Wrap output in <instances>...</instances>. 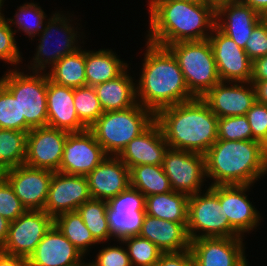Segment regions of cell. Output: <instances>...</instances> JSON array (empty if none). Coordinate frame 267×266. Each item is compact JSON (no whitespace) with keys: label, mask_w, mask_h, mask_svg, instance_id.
Listing matches in <instances>:
<instances>
[{"label":"cell","mask_w":267,"mask_h":266,"mask_svg":"<svg viewBox=\"0 0 267 266\" xmlns=\"http://www.w3.org/2000/svg\"><path fill=\"white\" fill-rule=\"evenodd\" d=\"M147 42L166 47L182 41L209 38L216 23V10L185 0H148Z\"/></svg>","instance_id":"cell-1"},{"label":"cell","mask_w":267,"mask_h":266,"mask_svg":"<svg viewBox=\"0 0 267 266\" xmlns=\"http://www.w3.org/2000/svg\"><path fill=\"white\" fill-rule=\"evenodd\" d=\"M145 42L142 68L136 80L137 102L156 114L162 108L196 98L188 90L173 54L166 47Z\"/></svg>","instance_id":"cell-2"},{"label":"cell","mask_w":267,"mask_h":266,"mask_svg":"<svg viewBox=\"0 0 267 266\" xmlns=\"http://www.w3.org/2000/svg\"><path fill=\"white\" fill-rule=\"evenodd\" d=\"M155 121L172 149L204 155L218 140V117L202 98L162 108Z\"/></svg>","instance_id":"cell-3"},{"label":"cell","mask_w":267,"mask_h":266,"mask_svg":"<svg viewBox=\"0 0 267 266\" xmlns=\"http://www.w3.org/2000/svg\"><path fill=\"white\" fill-rule=\"evenodd\" d=\"M204 156L210 186L254 185L267 176L266 147L256 140L218 139Z\"/></svg>","instance_id":"cell-4"},{"label":"cell","mask_w":267,"mask_h":266,"mask_svg":"<svg viewBox=\"0 0 267 266\" xmlns=\"http://www.w3.org/2000/svg\"><path fill=\"white\" fill-rule=\"evenodd\" d=\"M62 12L56 10L46 20L43 30L37 35L39 39L36 40L39 42L38 46L36 45L34 56L24 69L28 68V71L31 72H46L64 56L84 47L82 45H84L85 33L79 31L81 30L78 27L79 23L76 22V27L75 22L72 23L74 15H71L69 11L67 14Z\"/></svg>","instance_id":"cell-5"},{"label":"cell","mask_w":267,"mask_h":266,"mask_svg":"<svg viewBox=\"0 0 267 266\" xmlns=\"http://www.w3.org/2000/svg\"><path fill=\"white\" fill-rule=\"evenodd\" d=\"M154 122L155 113L137 102L127 109L104 112L88 129L107 155L118 156Z\"/></svg>","instance_id":"cell-6"},{"label":"cell","mask_w":267,"mask_h":266,"mask_svg":"<svg viewBox=\"0 0 267 266\" xmlns=\"http://www.w3.org/2000/svg\"><path fill=\"white\" fill-rule=\"evenodd\" d=\"M8 68L0 77V83L18 100L25 132L47 126V73Z\"/></svg>","instance_id":"cell-7"},{"label":"cell","mask_w":267,"mask_h":266,"mask_svg":"<svg viewBox=\"0 0 267 266\" xmlns=\"http://www.w3.org/2000/svg\"><path fill=\"white\" fill-rule=\"evenodd\" d=\"M166 48L175 57L188 90L195 97L202 98L221 81L208 39L177 42L166 46Z\"/></svg>","instance_id":"cell-8"},{"label":"cell","mask_w":267,"mask_h":266,"mask_svg":"<svg viewBox=\"0 0 267 266\" xmlns=\"http://www.w3.org/2000/svg\"><path fill=\"white\" fill-rule=\"evenodd\" d=\"M187 232L190 240L240 237L231 228L220 204L219 185L208 187L205 185V191L189 196Z\"/></svg>","instance_id":"cell-9"},{"label":"cell","mask_w":267,"mask_h":266,"mask_svg":"<svg viewBox=\"0 0 267 266\" xmlns=\"http://www.w3.org/2000/svg\"><path fill=\"white\" fill-rule=\"evenodd\" d=\"M162 168L175 192L188 196L205 191V156L200 153L168 148Z\"/></svg>","instance_id":"cell-10"},{"label":"cell","mask_w":267,"mask_h":266,"mask_svg":"<svg viewBox=\"0 0 267 266\" xmlns=\"http://www.w3.org/2000/svg\"><path fill=\"white\" fill-rule=\"evenodd\" d=\"M145 202L146 197L132 186L107 201L109 230L114 242L140 234L146 215Z\"/></svg>","instance_id":"cell-11"},{"label":"cell","mask_w":267,"mask_h":266,"mask_svg":"<svg viewBox=\"0 0 267 266\" xmlns=\"http://www.w3.org/2000/svg\"><path fill=\"white\" fill-rule=\"evenodd\" d=\"M53 225L54 218L44 210H27L10 222L6 242L0 251L28 259Z\"/></svg>","instance_id":"cell-12"},{"label":"cell","mask_w":267,"mask_h":266,"mask_svg":"<svg viewBox=\"0 0 267 266\" xmlns=\"http://www.w3.org/2000/svg\"><path fill=\"white\" fill-rule=\"evenodd\" d=\"M243 237H212L191 240L193 266H249Z\"/></svg>","instance_id":"cell-13"},{"label":"cell","mask_w":267,"mask_h":266,"mask_svg":"<svg viewBox=\"0 0 267 266\" xmlns=\"http://www.w3.org/2000/svg\"><path fill=\"white\" fill-rule=\"evenodd\" d=\"M107 156L89 129L68 133L58 172L87 176Z\"/></svg>","instance_id":"cell-14"},{"label":"cell","mask_w":267,"mask_h":266,"mask_svg":"<svg viewBox=\"0 0 267 266\" xmlns=\"http://www.w3.org/2000/svg\"><path fill=\"white\" fill-rule=\"evenodd\" d=\"M221 81L250 82L253 61L229 36L216 26L208 38Z\"/></svg>","instance_id":"cell-15"},{"label":"cell","mask_w":267,"mask_h":266,"mask_svg":"<svg viewBox=\"0 0 267 266\" xmlns=\"http://www.w3.org/2000/svg\"><path fill=\"white\" fill-rule=\"evenodd\" d=\"M68 133L49 126L32 128L27 134L24 164L58 172Z\"/></svg>","instance_id":"cell-16"},{"label":"cell","mask_w":267,"mask_h":266,"mask_svg":"<svg viewBox=\"0 0 267 266\" xmlns=\"http://www.w3.org/2000/svg\"><path fill=\"white\" fill-rule=\"evenodd\" d=\"M53 173L22 164L10 168L3 177L26 210H44Z\"/></svg>","instance_id":"cell-17"},{"label":"cell","mask_w":267,"mask_h":266,"mask_svg":"<svg viewBox=\"0 0 267 266\" xmlns=\"http://www.w3.org/2000/svg\"><path fill=\"white\" fill-rule=\"evenodd\" d=\"M253 185H219L220 204L228 218L231 228L240 236L259 227L261 214L249 200L247 192Z\"/></svg>","instance_id":"cell-18"},{"label":"cell","mask_w":267,"mask_h":266,"mask_svg":"<svg viewBox=\"0 0 267 266\" xmlns=\"http://www.w3.org/2000/svg\"><path fill=\"white\" fill-rule=\"evenodd\" d=\"M91 199L86 176L54 172L44 211L55 218L59 214L76 211Z\"/></svg>","instance_id":"cell-19"},{"label":"cell","mask_w":267,"mask_h":266,"mask_svg":"<svg viewBox=\"0 0 267 266\" xmlns=\"http://www.w3.org/2000/svg\"><path fill=\"white\" fill-rule=\"evenodd\" d=\"M202 99L218 118L245 115L256 102L251 82L220 81Z\"/></svg>","instance_id":"cell-20"},{"label":"cell","mask_w":267,"mask_h":266,"mask_svg":"<svg viewBox=\"0 0 267 266\" xmlns=\"http://www.w3.org/2000/svg\"><path fill=\"white\" fill-rule=\"evenodd\" d=\"M84 259L85 256L53 225L28 258V266H87Z\"/></svg>","instance_id":"cell-21"},{"label":"cell","mask_w":267,"mask_h":266,"mask_svg":"<svg viewBox=\"0 0 267 266\" xmlns=\"http://www.w3.org/2000/svg\"><path fill=\"white\" fill-rule=\"evenodd\" d=\"M91 198L108 201L130 186V170L118 156L108 155L87 176Z\"/></svg>","instance_id":"cell-22"},{"label":"cell","mask_w":267,"mask_h":266,"mask_svg":"<svg viewBox=\"0 0 267 266\" xmlns=\"http://www.w3.org/2000/svg\"><path fill=\"white\" fill-rule=\"evenodd\" d=\"M169 146L160 125L155 121L141 135L131 140L118 157L127 167L137 165H162Z\"/></svg>","instance_id":"cell-23"},{"label":"cell","mask_w":267,"mask_h":266,"mask_svg":"<svg viewBox=\"0 0 267 266\" xmlns=\"http://www.w3.org/2000/svg\"><path fill=\"white\" fill-rule=\"evenodd\" d=\"M47 126L69 133L88 129L78 118L74 107V89L47 81Z\"/></svg>","instance_id":"cell-24"},{"label":"cell","mask_w":267,"mask_h":266,"mask_svg":"<svg viewBox=\"0 0 267 266\" xmlns=\"http://www.w3.org/2000/svg\"><path fill=\"white\" fill-rule=\"evenodd\" d=\"M263 19L249 6L240 2L221 5L216 9L215 26L245 49L254 27Z\"/></svg>","instance_id":"cell-25"},{"label":"cell","mask_w":267,"mask_h":266,"mask_svg":"<svg viewBox=\"0 0 267 266\" xmlns=\"http://www.w3.org/2000/svg\"><path fill=\"white\" fill-rule=\"evenodd\" d=\"M139 235L154 243L163 253L190 249L191 240L187 224L158 219L146 214Z\"/></svg>","instance_id":"cell-26"},{"label":"cell","mask_w":267,"mask_h":266,"mask_svg":"<svg viewBox=\"0 0 267 266\" xmlns=\"http://www.w3.org/2000/svg\"><path fill=\"white\" fill-rule=\"evenodd\" d=\"M129 67L117 78L94 86L103 112L127 109L137 103L136 79Z\"/></svg>","instance_id":"cell-27"},{"label":"cell","mask_w":267,"mask_h":266,"mask_svg":"<svg viewBox=\"0 0 267 266\" xmlns=\"http://www.w3.org/2000/svg\"><path fill=\"white\" fill-rule=\"evenodd\" d=\"M129 64L113 51V49L86 50L85 48V76L86 86L113 80L120 76Z\"/></svg>","instance_id":"cell-28"},{"label":"cell","mask_w":267,"mask_h":266,"mask_svg":"<svg viewBox=\"0 0 267 266\" xmlns=\"http://www.w3.org/2000/svg\"><path fill=\"white\" fill-rule=\"evenodd\" d=\"M189 196L180 192L149 195L146 197L145 211L158 219L176 223H188Z\"/></svg>","instance_id":"cell-29"},{"label":"cell","mask_w":267,"mask_h":266,"mask_svg":"<svg viewBox=\"0 0 267 266\" xmlns=\"http://www.w3.org/2000/svg\"><path fill=\"white\" fill-rule=\"evenodd\" d=\"M50 81L70 88L86 86L85 49L64 56L46 71Z\"/></svg>","instance_id":"cell-30"},{"label":"cell","mask_w":267,"mask_h":266,"mask_svg":"<svg viewBox=\"0 0 267 266\" xmlns=\"http://www.w3.org/2000/svg\"><path fill=\"white\" fill-rule=\"evenodd\" d=\"M54 225L85 257L90 254L93 246L100 245L93 238L77 210L59 214L54 218Z\"/></svg>","instance_id":"cell-31"},{"label":"cell","mask_w":267,"mask_h":266,"mask_svg":"<svg viewBox=\"0 0 267 266\" xmlns=\"http://www.w3.org/2000/svg\"><path fill=\"white\" fill-rule=\"evenodd\" d=\"M130 186L145 197L173 191L162 165H137L130 169Z\"/></svg>","instance_id":"cell-32"},{"label":"cell","mask_w":267,"mask_h":266,"mask_svg":"<svg viewBox=\"0 0 267 266\" xmlns=\"http://www.w3.org/2000/svg\"><path fill=\"white\" fill-rule=\"evenodd\" d=\"M107 207V201L91 198L77 209L84 224L99 244H106L113 239L109 230Z\"/></svg>","instance_id":"cell-33"},{"label":"cell","mask_w":267,"mask_h":266,"mask_svg":"<svg viewBox=\"0 0 267 266\" xmlns=\"http://www.w3.org/2000/svg\"><path fill=\"white\" fill-rule=\"evenodd\" d=\"M39 3L26 2L17 6L14 18H7L10 28L15 32L24 33L29 40L34 41L37 35L43 30L46 20L49 18ZM14 26V27H13ZM16 27V30H15Z\"/></svg>","instance_id":"cell-34"},{"label":"cell","mask_w":267,"mask_h":266,"mask_svg":"<svg viewBox=\"0 0 267 266\" xmlns=\"http://www.w3.org/2000/svg\"><path fill=\"white\" fill-rule=\"evenodd\" d=\"M28 132L0 129V157L10 167L24 164Z\"/></svg>","instance_id":"cell-35"},{"label":"cell","mask_w":267,"mask_h":266,"mask_svg":"<svg viewBox=\"0 0 267 266\" xmlns=\"http://www.w3.org/2000/svg\"><path fill=\"white\" fill-rule=\"evenodd\" d=\"M74 107L79 120L87 128L104 113L92 86L74 88Z\"/></svg>","instance_id":"cell-36"},{"label":"cell","mask_w":267,"mask_h":266,"mask_svg":"<svg viewBox=\"0 0 267 266\" xmlns=\"http://www.w3.org/2000/svg\"><path fill=\"white\" fill-rule=\"evenodd\" d=\"M122 241L132 266H154L163 253L154 243L140 235L127 237Z\"/></svg>","instance_id":"cell-37"},{"label":"cell","mask_w":267,"mask_h":266,"mask_svg":"<svg viewBox=\"0 0 267 266\" xmlns=\"http://www.w3.org/2000/svg\"><path fill=\"white\" fill-rule=\"evenodd\" d=\"M3 12L4 9L0 13V60L5 64L14 66L13 69H19L24 57L22 52L19 51L20 47H18V42L15 39V32L10 28Z\"/></svg>","instance_id":"cell-38"},{"label":"cell","mask_w":267,"mask_h":266,"mask_svg":"<svg viewBox=\"0 0 267 266\" xmlns=\"http://www.w3.org/2000/svg\"><path fill=\"white\" fill-rule=\"evenodd\" d=\"M0 129L25 132V119H20L18 100L0 83Z\"/></svg>","instance_id":"cell-39"},{"label":"cell","mask_w":267,"mask_h":266,"mask_svg":"<svg viewBox=\"0 0 267 266\" xmlns=\"http://www.w3.org/2000/svg\"><path fill=\"white\" fill-rule=\"evenodd\" d=\"M218 139L228 141L254 140L245 115L218 118Z\"/></svg>","instance_id":"cell-40"},{"label":"cell","mask_w":267,"mask_h":266,"mask_svg":"<svg viewBox=\"0 0 267 266\" xmlns=\"http://www.w3.org/2000/svg\"><path fill=\"white\" fill-rule=\"evenodd\" d=\"M120 246L115 245L111 246L109 242L108 246L98 249L95 259L86 263L87 266H132L127 248L123 241H117ZM124 246V247H123Z\"/></svg>","instance_id":"cell-41"},{"label":"cell","mask_w":267,"mask_h":266,"mask_svg":"<svg viewBox=\"0 0 267 266\" xmlns=\"http://www.w3.org/2000/svg\"><path fill=\"white\" fill-rule=\"evenodd\" d=\"M26 211V208L14 193L13 188L2 176L0 178V216L12 222Z\"/></svg>","instance_id":"cell-42"},{"label":"cell","mask_w":267,"mask_h":266,"mask_svg":"<svg viewBox=\"0 0 267 266\" xmlns=\"http://www.w3.org/2000/svg\"><path fill=\"white\" fill-rule=\"evenodd\" d=\"M252 130L253 139L267 145V105L255 102L245 114Z\"/></svg>","instance_id":"cell-43"},{"label":"cell","mask_w":267,"mask_h":266,"mask_svg":"<svg viewBox=\"0 0 267 266\" xmlns=\"http://www.w3.org/2000/svg\"><path fill=\"white\" fill-rule=\"evenodd\" d=\"M244 50L252 61L267 55V22L264 19L254 27Z\"/></svg>","instance_id":"cell-44"},{"label":"cell","mask_w":267,"mask_h":266,"mask_svg":"<svg viewBox=\"0 0 267 266\" xmlns=\"http://www.w3.org/2000/svg\"><path fill=\"white\" fill-rule=\"evenodd\" d=\"M154 266H193L191 250L162 253Z\"/></svg>","instance_id":"cell-45"},{"label":"cell","mask_w":267,"mask_h":266,"mask_svg":"<svg viewBox=\"0 0 267 266\" xmlns=\"http://www.w3.org/2000/svg\"><path fill=\"white\" fill-rule=\"evenodd\" d=\"M267 80V55L253 61L251 81Z\"/></svg>","instance_id":"cell-46"},{"label":"cell","mask_w":267,"mask_h":266,"mask_svg":"<svg viewBox=\"0 0 267 266\" xmlns=\"http://www.w3.org/2000/svg\"><path fill=\"white\" fill-rule=\"evenodd\" d=\"M0 266H28V259L0 251Z\"/></svg>","instance_id":"cell-47"},{"label":"cell","mask_w":267,"mask_h":266,"mask_svg":"<svg viewBox=\"0 0 267 266\" xmlns=\"http://www.w3.org/2000/svg\"><path fill=\"white\" fill-rule=\"evenodd\" d=\"M255 89L256 102L267 105V80L250 81Z\"/></svg>","instance_id":"cell-48"},{"label":"cell","mask_w":267,"mask_h":266,"mask_svg":"<svg viewBox=\"0 0 267 266\" xmlns=\"http://www.w3.org/2000/svg\"><path fill=\"white\" fill-rule=\"evenodd\" d=\"M239 2L249 6L262 17L267 13V0H239Z\"/></svg>","instance_id":"cell-49"},{"label":"cell","mask_w":267,"mask_h":266,"mask_svg":"<svg viewBox=\"0 0 267 266\" xmlns=\"http://www.w3.org/2000/svg\"><path fill=\"white\" fill-rule=\"evenodd\" d=\"M10 221L6 218L0 216V249L6 242L8 231H9Z\"/></svg>","instance_id":"cell-50"},{"label":"cell","mask_w":267,"mask_h":266,"mask_svg":"<svg viewBox=\"0 0 267 266\" xmlns=\"http://www.w3.org/2000/svg\"><path fill=\"white\" fill-rule=\"evenodd\" d=\"M235 2H239V0H208V5L212 6L216 10L221 5Z\"/></svg>","instance_id":"cell-51"},{"label":"cell","mask_w":267,"mask_h":266,"mask_svg":"<svg viewBox=\"0 0 267 266\" xmlns=\"http://www.w3.org/2000/svg\"><path fill=\"white\" fill-rule=\"evenodd\" d=\"M10 167L0 157V174L3 176Z\"/></svg>","instance_id":"cell-52"},{"label":"cell","mask_w":267,"mask_h":266,"mask_svg":"<svg viewBox=\"0 0 267 266\" xmlns=\"http://www.w3.org/2000/svg\"><path fill=\"white\" fill-rule=\"evenodd\" d=\"M185 1L197 3V4H201V5H208V0H185Z\"/></svg>","instance_id":"cell-53"},{"label":"cell","mask_w":267,"mask_h":266,"mask_svg":"<svg viewBox=\"0 0 267 266\" xmlns=\"http://www.w3.org/2000/svg\"><path fill=\"white\" fill-rule=\"evenodd\" d=\"M6 0H0V13L2 12V7L3 6H5L4 5V2H5Z\"/></svg>","instance_id":"cell-54"},{"label":"cell","mask_w":267,"mask_h":266,"mask_svg":"<svg viewBox=\"0 0 267 266\" xmlns=\"http://www.w3.org/2000/svg\"><path fill=\"white\" fill-rule=\"evenodd\" d=\"M263 19L267 22V13H266L265 16L263 17Z\"/></svg>","instance_id":"cell-55"}]
</instances>
